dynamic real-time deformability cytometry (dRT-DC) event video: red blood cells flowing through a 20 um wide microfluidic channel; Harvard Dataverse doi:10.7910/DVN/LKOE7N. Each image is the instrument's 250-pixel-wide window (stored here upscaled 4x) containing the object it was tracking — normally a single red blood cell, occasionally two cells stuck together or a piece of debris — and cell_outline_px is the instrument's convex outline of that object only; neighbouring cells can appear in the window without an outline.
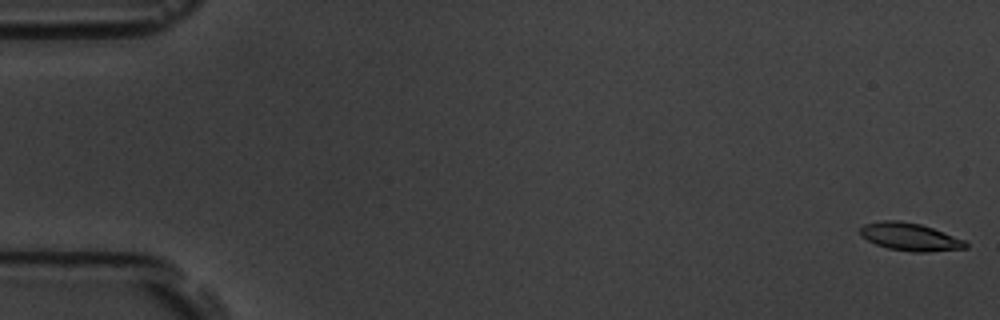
{"species": "common noctule bat (a hibernating species)", "species_latin": "Nyctalus noctula", "temperature_condition": "room temperature", "stored_images_in_passage": 6, "camera_frame_rate_fps": 3000, "um_per_image_px": 0.085, "animal": {"sex": "male", "body_mass_g": 19.5, "forearm_length_mm": 54.6}, "frame": {"image": 1, "passage_image": 1, "time_ms": 0.0, "image_size_px": [1000, 320], "cell_outline_px": [[968, 248], [928, 252], [912, 252], [888, 248], [876, 244], [860, 236], [860, 228], [864, 224], [880, 220], [900, 220], [920, 224], [932, 228], [964, 240], [968, 244]], "centroid_in_image_um": [77.33, 20.13], "position_along_channel_um": 7.7, "area_um2": 17.05}}
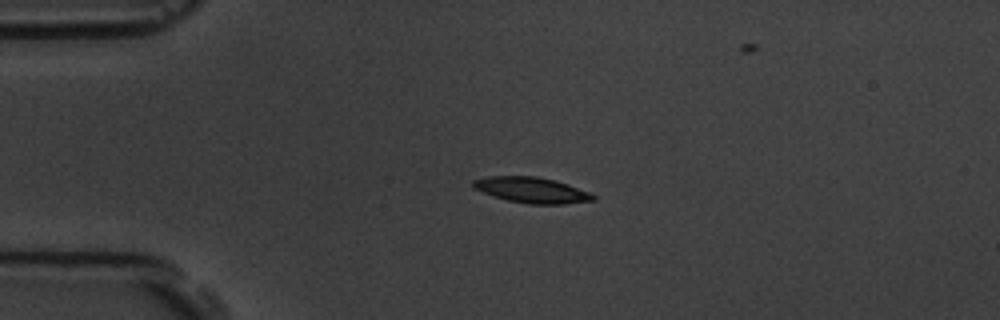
{"frame": {"image": 2, "passage_image": 4, "time_ms": 4.333, "image_size_px": [1000, 320], "cell_outline_px": [[596, 200], [564, 204], [528, 204], [508, 200], [472, 188], [472, 180], [488, 176], [536, 176], [556, 180], [568, 184], [588, 192], [596, 196]], "centroid_in_image_um": [45.2, 16.15], "position_along_channel_um": 39.8, "area_um2": 17.92}}